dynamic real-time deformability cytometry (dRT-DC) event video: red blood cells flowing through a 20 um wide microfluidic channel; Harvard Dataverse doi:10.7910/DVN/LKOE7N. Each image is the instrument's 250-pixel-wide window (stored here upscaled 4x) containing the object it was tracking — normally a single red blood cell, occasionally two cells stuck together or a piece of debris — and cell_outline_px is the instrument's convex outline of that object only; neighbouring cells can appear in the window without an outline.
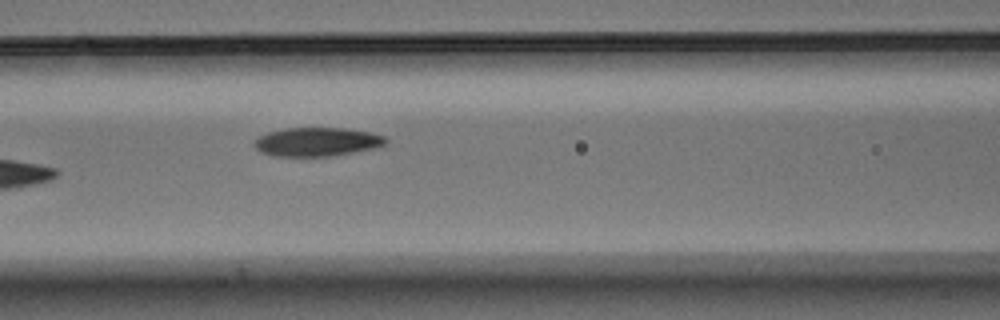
{"species": "Egyptian fruit bat (a non-hibernating species)", "species_latin": "Rousettus aegyptiacus", "temperature_condition": "warm", "stored_images_in_passage": 6, "camera_frame_rate_fps": 3000, "um_per_image_px": 0.085, "animal": {"sex": "male"}, "frame": {"image": 1, "passage_image": 6, "time_ms": 1.667, "image_size_px": [1000, 320], "cell_outline_px": [[388, 140], [384, 144], [376, 148], [336, 156], [272, 156], [260, 152], [252, 144], [260, 136], [268, 132], [284, 128], [344, 128], [368, 132], [384, 136]], "centroid_in_image_um": [26.94, 12.07], "position_along_channel_um": 139.7, "area_um2": 22.14}}